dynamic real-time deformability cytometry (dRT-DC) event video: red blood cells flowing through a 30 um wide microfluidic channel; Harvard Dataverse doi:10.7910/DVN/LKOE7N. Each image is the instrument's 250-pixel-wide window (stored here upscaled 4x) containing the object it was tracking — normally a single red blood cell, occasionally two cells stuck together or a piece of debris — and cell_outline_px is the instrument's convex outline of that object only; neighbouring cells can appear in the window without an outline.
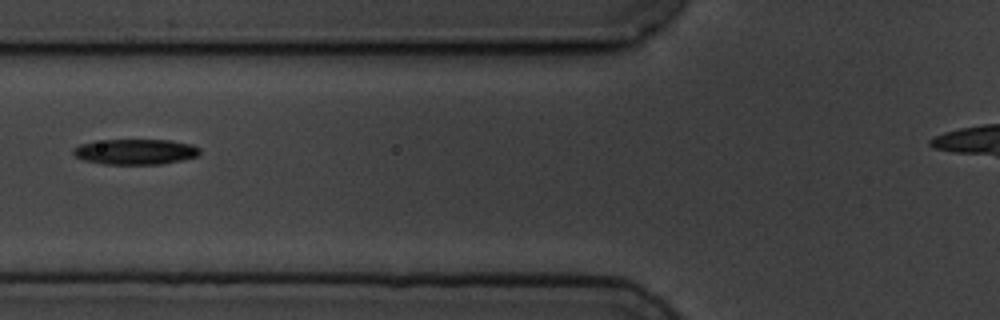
{"species": "common noctule bat (a hibernating species)", "species_latin": "Nyctalus noctula", "temperature_condition": "cold", "stored_images_in_passage": 10, "camera_frame_rate_fps": 3000, "um_per_image_px": 0.085, "animal": {"sex": "male", "body_mass_g": 19.5, "forearm_length_mm": 54.6}, "frame": {"image": 1, "passage_image": 2, "time_ms": 1.333, "image_size_px": [1000, 320], "cell_outline_px": [[200, 156], [160, 164], [104, 164], [84, 160], [76, 156], [72, 152], [72, 148], [80, 144], [104, 140], [172, 140], [192, 144], [200, 148]], "centroid_in_image_um": [11.53, 12.89], "position_along_channel_um": 114.3, "area_um2": 18.79}}
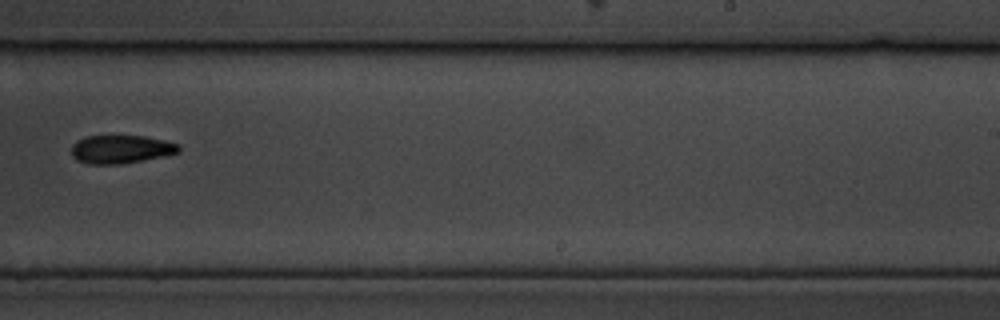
{"frame": {"image": 2, "passage_image": 6, "time_ms": 6.0, "image_size_px": [1000, 320], "cell_outline_px": [[180, 152], [164, 156], [120, 164], [88, 164], [76, 160], [72, 156], [72, 144], [76, 140], [84, 136], [144, 136], [164, 140], [176, 144], [180, 148]], "centroid_in_image_um": [10.23, 12.68], "position_along_channel_um": 278.8, "area_um2": 17.69}}
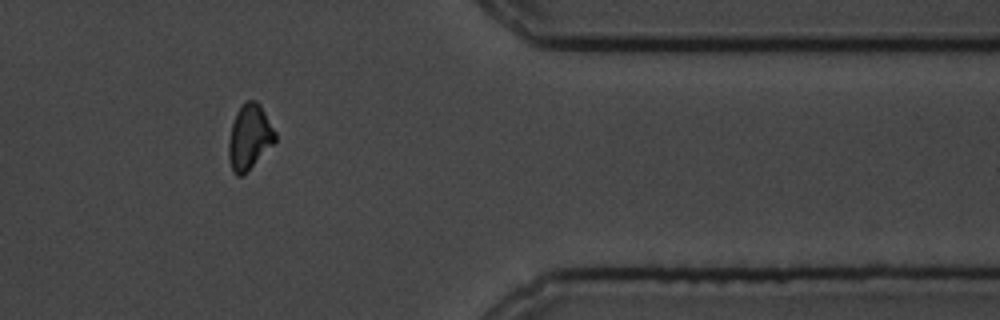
{"frame": {"image": 3, "passage_image": 9, "time_ms": 9.667, "image_size_px": [1000, 320], "cell_outline_px": [[276, 140], [244, 176], [236, 176], [232, 172], [228, 156], [228, 140], [232, 124], [236, 112], [244, 100], [256, 100], [260, 104], [276, 132]], "centroid_in_image_um": [21.18, 11.66], "position_along_channel_um": 390.2, "area_um2": 17.86}, "authors_computed_cell_mechanics": {"area_um2": 19.1029, "velocity_mm_per_s": 3.5326, "shape_relaxation_time_tau1_ms": 1.994, "shape_relaxation_time_tau2_ms": 6.2492, "deformation_change_tau1": 0.0912, "deformation_change_tau2": 0.1259}}